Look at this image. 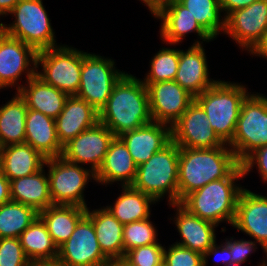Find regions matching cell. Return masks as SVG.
Returning <instances> with one entry per match:
<instances>
[{
  "label": "cell",
  "mask_w": 267,
  "mask_h": 266,
  "mask_svg": "<svg viewBox=\"0 0 267 266\" xmlns=\"http://www.w3.org/2000/svg\"><path fill=\"white\" fill-rule=\"evenodd\" d=\"M152 121L147 87L142 79L125 71L100 110L99 122L119 137Z\"/></svg>",
  "instance_id": "obj_1"
},
{
  "label": "cell",
  "mask_w": 267,
  "mask_h": 266,
  "mask_svg": "<svg viewBox=\"0 0 267 266\" xmlns=\"http://www.w3.org/2000/svg\"><path fill=\"white\" fill-rule=\"evenodd\" d=\"M239 164L228 144L214 148H179L178 203L209 182L226 178Z\"/></svg>",
  "instance_id": "obj_2"
},
{
  "label": "cell",
  "mask_w": 267,
  "mask_h": 266,
  "mask_svg": "<svg viewBox=\"0 0 267 266\" xmlns=\"http://www.w3.org/2000/svg\"><path fill=\"white\" fill-rule=\"evenodd\" d=\"M242 165L239 164L226 178L211 181L200 189L188 194L180 204L191 214L219 226L222 222L233 224L237 200L244 186Z\"/></svg>",
  "instance_id": "obj_3"
},
{
  "label": "cell",
  "mask_w": 267,
  "mask_h": 266,
  "mask_svg": "<svg viewBox=\"0 0 267 266\" xmlns=\"http://www.w3.org/2000/svg\"><path fill=\"white\" fill-rule=\"evenodd\" d=\"M247 89L241 82L218 79L195 97L206 112L211 128L225 144H229L234 137L241 105L251 93Z\"/></svg>",
  "instance_id": "obj_4"
},
{
  "label": "cell",
  "mask_w": 267,
  "mask_h": 266,
  "mask_svg": "<svg viewBox=\"0 0 267 266\" xmlns=\"http://www.w3.org/2000/svg\"><path fill=\"white\" fill-rule=\"evenodd\" d=\"M179 147L170 141L146 162L137 166L132 186L151 196L157 202L168 199V204L178 203Z\"/></svg>",
  "instance_id": "obj_5"
},
{
  "label": "cell",
  "mask_w": 267,
  "mask_h": 266,
  "mask_svg": "<svg viewBox=\"0 0 267 266\" xmlns=\"http://www.w3.org/2000/svg\"><path fill=\"white\" fill-rule=\"evenodd\" d=\"M8 15H12L13 22H1L7 35L32 46L37 52L59 46L43 0H19Z\"/></svg>",
  "instance_id": "obj_6"
},
{
  "label": "cell",
  "mask_w": 267,
  "mask_h": 266,
  "mask_svg": "<svg viewBox=\"0 0 267 266\" xmlns=\"http://www.w3.org/2000/svg\"><path fill=\"white\" fill-rule=\"evenodd\" d=\"M82 61V50L60 43L59 46L37 52L36 76L69 96L76 95Z\"/></svg>",
  "instance_id": "obj_7"
},
{
  "label": "cell",
  "mask_w": 267,
  "mask_h": 266,
  "mask_svg": "<svg viewBox=\"0 0 267 266\" xmlns=\"http://www.w3.org/2000/svg\"><path fill=\"white\" fill-rule=\"evenodd\" d=\"M264 145H267V98L251 92L241 105L234 137L228 146L241 164Z\"/></svg>",
  "instance_id": "obj_8"
},
{
  "label": "cell",
  "mask_w": 267,
  "mask_h": 266,
  "mask_svg": "<svg viewBox=\"0 0 267 266\" xmlns=\"http://www.w3.org/2000/svg\"><path fill=\"white\" fill-rule=\"evenodd\" d=\"M44 167H48L50 196L54 205L88 207L84 191L88 182H96L95 173L61 156L46 159Z\"/></svg>",
  "instance_id": "obj_9"
},
{
  "label": "cell",
  "mask_w": 267,
  "mask_h": 266,
  "mask_svg": "<svg viewBox=\"0 0 267 266\" xmlns=\"http://www.w3.org/2000/svg\"><path fill=\"white\" fill-rule=\"evenodd\" d=\"M115 66L114 59L83 51L80 86L75 96L85 100L100 112L107 103L115 83L125 73Z\"/></svg>",
  "instance_id": "obj_10"
},
{
  "label": "cell",
  "mask_w": 267,
  "mask_h": 266,
  "mask_svg": "<svg viewBox=\"0 0 267 266\" xmlns=\"http://www.w3.org/2000/svg\"><path fill=\"white\" fill-rule=\"evenodd\" d=\"M57 261L62 266H108L111 263L101 251L94 225L86 214L70 238L58 247Z\"/></svg>",
  "instance_id": "obj_11"
},
{
  "label": "cell",
  "mask_w": 267,
  "mask_h": 266,
  "mask_svg": "<svg viewBox=\"0 0 267 266\" xmlns=\"http://www.w3.org/2000/svg\"><path fill=\"white\" fill-rule=\"evenodd\" d=\"M36 59L32 46L6 35L0 42V90L15 88L17 92L23 86V74L25 82L36 75Z\"/></svg>",
  "instance_id": "obj_12"
},
{
  "label": "cell",
  "mask_w": 267,
  "mask_h": 266,
  "mask_svg": "<svg viewBox=\"0 0 267 266\" xmlns=\"http://www.w3.org/2000/svg\"><path fill=\"white\" fill-rule=\"evenodd\" d=\"M113 132L101 122L86 129L63 146L61 157L66 161L88 168L96 173L108 151Z\"/></svg>",
  "instance_id": "obj_13"
},
{
  "label": "cell",
  "mask_w": 267,
  "mask_h": 266,
  "mask_svg": "<svg viewBox=\"0 0 267 266\" xmlns=\"http://www.w3.org/2000/svg\"><path fill=\"white\" fill-rule=\"evenodd\" d=\"M206 112L194 100L171 126V140L179 148H214L225 143L211 128Z\"/></svg>",
  "instance_id": "obj_14"
},
{
  "label": "cell",
  "mask_w": 267,
  "mask_h": 266,
  "mask_svg": "<svg viewBox=\"0 0 267 266\" xmlns=\"http://www.w3.org/2000/svg\"><path fill=\"white\" fill-rule=\"evenodd\" d=\"M267 30V0H257L249 6L234 10L226 17V30L232 41L249 53Z\"/></svg>",
  "instance_id": "obj_15"
},
{
  "label": "cell",
  "mask_w": 267,
  "mask_h": 266,
  "mask_svg": "<svg viewBox=\"0 0 267 266\" xmlns=\"http://www.w3.org/2000/svg\"><path fill=\"white\" fill-rule=\"evenodd\" d=\"M152 17L162 22L159 33L163 44H170V46L181 45L180 43L189 33H196L198 37L193 45H204V42L214 41L199 25L195 17L189 13V10L177 0H170Z\"/></svg>",
  "instance_id": "obj_16"
},
{
  "label": "cell",
  "mask_w": 267,
  "mask_h": 266,
  "mask_svg": "<svg viewBox=\"0 0 267 266\" xmlns=\"http://www.w3.org/2000/svg\"><path fill=\"white\" fill-rule=\"evenodd\" d=\"M154 122L172 126L188 109L195 97L174 80L144 84Z\"/></svg>",
  "instance_id": "obj_17"
},
{
  "label": "cell",
  "mask_w": 267,
  "mask_h": 266,
  "mask_svg": "<svg viewBox=\"0 0 267 266\" xmlns=\"http://www.w3.org/2000/svg\"><path fill=\"white\" fill-rule=\"evenodd\" d=\"M258 243L267 256V195L243 188L239 194L236 214L232 224Z\"/></svg>",
  "instance_id": "obj_18"
},
{
  "label": "cell",
  "mask_w": 267,
  "mask_h": 266,
  "mask_svg": "<svg viewBox=\"0 0 267 266\" xmlns=\"http://www.w3.org/2000/svg\"><path fill=\"white\" fill-rule=\"evenodd\" d=\"M169 207L176 210L172 223L181 239L174 243L203 255L217 241L215 231L218 226L191 214L180 203L169 204Z\"/></svg>",
  "instance_id": "obj_19"
},
{
  "label": "cell",
  "mask_w": 267,
  "mask_h": 266,
  "mask_svg": "<svg viewBox=\"0 0 267 266\" xmlns=\"http://www.w3.org/2000/svg\"><path fill=\"white\" fill-rule=\"evenodd\" d=\"M204 46L191 45L180 50L178 70L174 79L183 89L196 97L210 88L217 79L210 78Z\"/></svg>",
  "instance_id": "obj_20"
},
{
  "label": "cell",
  "mask_w": 267,
  "mask_h": 266,
  "mask_svg": "<svg viewBox=\"0 0 267 266\" xmlns=\"http://www.w3.org/2000/svg\"><path fill=\"white\" fill-rule=\"evenodd\" d=\"M119 138L127 146L134 163L139 166L171 141V126L152 121Z\"/></svg>",
  "instance_id": "obj_21"
},
{
  "label": "cell",
  "mask_w": 267,
  "mask_h": 266,
  "mask_svg": "<svg viewBox=\"0 0 267 266\" xmlns=\"http://www.w3.org/2000/svg\"><path fill=\"white\" fill-rule=\"evenodd\" d=\"M136 174L137 165L127 146L119 137H114L101 166L95 173L96 183L105 185V187L118 182H120V186L132 185Z\"/></svg>",
  "instance_id": "obj_22"
},
{
  "label": "cell",
  "mask_w": 267,
  "mask_h": 266,
  "mask_svg": "<svg viewBox=\"0 0 267 266\" xmlns=\"http://www.w3.org/2000/svg\"><path fill=\"white\" fill-rule=\"evenodd\" d=\"M99 122V112L85 100L69 96L55 119L57 137L62 146Z\"/></svg>",
  "instance_id": "obj_23"
},
{
  "label": "cell",
  "mask_w": 267,
  "mask_h": 266,
  "mask_svg": "<svg viewBox=\"0 0 267 266\" xmlns=\"http://www.w3.org/2000/svg\"><path fill=\"white\" fill-rule=\"evenodd\" d=\"M25 143L31 145L46 159L60 157L63 146L56 132L55 119L28 109L25 121Z\"/></svg>",
  "instance_id": "obj_24"
},
{
  "label": "cell",
  "mask_w": 267,
  "mask_h": 266,
  "mask_svg": "<svg viewBox=\"0 0 267 266\" xmlns=\"http://www.w3.org/2000/svg\"><path fill=\"white\" fill-rule=\"evenodd\" d=\"M86 215L94 225L98 244L103 254L111 262L121 261L124 258V225L105 206L93 210L87 207Z\"/></svg>",
  "instance_id": "obj_25"
},
{
  "label": "cell",
  "mask_w": 267,
  "mask_h": 266,
  "mask_svg": "<svg viewBox=\"0 0 267 266\" xmlns=\"http://www.w3.org/2000/svg\"><path fill=\"white\" fill-rule=\"evenodd\" d=\"M25 100L28 109H33L56 119L62 112L69 95L43 82L36 75L17 91Z\"/></svg>",
  "instance_id": "obj_26"
},
{
  "label": "cell",
  "mask_w": 267,
  "mask_h": 266,
  "mask_svg": "<svg viewBox=\"0 0 267 266\" xmlns=\"http://www.w3.org/2000/svg\"><path fill=\"white\" fill-rule=\"evenodd\" d=\"M43 167L38 172L10 180L11 201L33 207L38 213L53 205L49 178Z\"/></svg>",
  "instance_id": "obj_27"
},
{
  "label": "cell",
  "mask_w": 267,
  "mask_h": 266,
  "mask_svg": "<svg viewBox=\"0 0 267 266\" xmlns=\"http://www.w3.org/2000/svg\"><path fill=\"white\" fill-rule=\"evenodd\" d=\"M46 158L27 143L3 146L0 170L10 180L32 175L41 170Z\"/></svg>",
  "instance_id": "obj_28"
},
{
  "label": "cell",
  "mask_w": 267,
  "mask_h": 266,
  "mask_svg": "<svg viewBox=\"0 0 267 266\" xmlns=\"http://www.w3.org/2000/svg\"><path fill=\"white\" fill-rule=\"evenodd\" d=\"M121 188L122 192L115 199V203L107 204L105 208L123 225L151 218L150 206L158 202L132 185L121 186Z\"/></svg>",
  "instance_id": "obj_29"
},
{
  "label": "cell",
  "mask_w": 267,
  "mask_h": 266,
  "mask_svg": "<svg viewBox=\"0 0 267 266\" xmlns=\"http://www.w3.org/2000/svg\"><path fill=\"white\" fill-rule=\"evenodd\" d=\"M87 208L74 205H51L39 212L54 243L59 247L67 241Z\"/></svg>",
  "instance_id": "obj_30"
},
{
  "label": "cell",
  "mask_w": 267,
  "mask_h": 266,
  "mask_svg": "<svg viewBox=\"0 0 267 266\" xmlns=\"http://www.w3.org/2000/svg\"><path fill=\"white\" fill-rule=\"evenodd\" d=\"M28 107L15 91L14 96L0 105V142L2 146L25 143V121Z\"/></svg>",
  "instance_id": "obj_31"
},
{
  "label": "cell",
  "mask_w": 267,
  "mask_h": 266,
  "mask_svg": "<svg viewBox=\"0 0 267 266\" xmlns=\"http://www.w3.org/2000/svg\"><path fill=\"white\" fill-rule=\"evenodd\" d=\"M20 244L29 260H54L58 247L38 216L19 236Z\"/></svg>",
  "instance_id": "obj_32"
},
{
  "label": "cell",
  "mask_w": 267,
  "mask_h": 266,
  "mask_svg": "<svg viewBox=\"0 0 267 266\" xmlns=\"http://www.w3.org/2000/svg\"><path fill=\"white\" fill-rule=\"evenodd\" d=\"M189 10L199 25L215 40L226 30V17L219 0H177ZM223 15V16H222Z\"/></svg>",
  "instance_id": "obj_33"
},
{
  "label": "cell",
  "mask_w": 267,
  "mask_h": 266,
  "mask_svg": "<svg viewBox=\"0 0 267 266\" xmlns=\"http://www.w3.org/2000/svg\"><path fill=\"white\" fill-rule=\"evenodd\" d=\"M39 216L30 206L9 201L0 206V238H19Z\"/></svg>",
  "instance_id": "obj_34"
},
{
  "label": "cell",
  "mask_w": 267,
  "mask_h": 266,
  "mask_svg": "<svg viewBox=\"0 0 267 266\" xmlns=\"http://www.w3.org/2000/svg\"><path fill=\"white\" fill-rule=\"evenodd\" d=\"M180 49L162 47L149 61V71L145 74L144 84L174 80L178 70Z\"/></svg>",
  "instance_id": "obj_35"
},
{
  "label": "cell",
  "mask_w": 267,
  "mask_h": 266,
  "mask_svg": "<svg viewBox=\"0 0 267 266\" xmlns=\"http://www.w3.org/2000/svg\"><path fill=\"white\" fill-rule=\"evenodd\" d=\"M157 232L150 218L125 224L123 228L124 255L133 248L160 243Z\"/></svg>",
  "instance_id": "obj_36"
},
{
  "label": "cell",
  "mask_w": 267,
  "mask_h": 266,
  "mask_svg": "<svg viewBox=\"0 0 267 266\" xmlns=\"http://www.w3.org/2000/svg\"><path fill=\"white\" fill-rule=\"evenodd\" d=\"M165 245L153 243L127 251L121 260L126 266H158L163 263Z\"/></svg>",
  "instance_id": "obj_37"
},
{
  "label": "cell",
  "mask_w": 267,
  "mask_h": 266,
  "mask_svg": "<svg viewBox=\"0 0 267 266\" xmlns=\"http://www.w3.org/2000/svg\"><path fill=\"white\" fill-rule=\"evenodd\" d=\"M163 262L166 266H203V255L173 243L165 247Z\"/></svg>",
  "instance_id": "obj_38"
},
{
  "label": "cell",
  "mask_w": 267,
  "mask_h": 266,
  "mask_svg": "<svg viewBox=\"0 0 267 266\" xmlns=\"http://www.w3.org/2000/svg\"><path fill=\"white\" fill-rule=\"evenodd\" d=\"M19 238H0V266H27Z\"/></svg>",
  "instance_id": "obj_39"
},
{
  "label": "cell",
  "mask_w": 267,
  "mask_h": 266,
  "mask_svg": "<svg viewBox=\"0 0 267 266\" xmlns=\"http://www.w3.org/2000/svg\"><path fill=\"white\" fill-rule=\"evenodd\" d=\"M225 244L229 247L231 253V266H241L248 261L251 253L258 250V243L252 240L235 239V237L226 238ZM257 249V250H256ZM250 255V256H249Z\"/></svg>",
  "instance_id": "obj_40"
},
{
  "label": "cell",
  "mask_w": 267,
  "mask_h": 266,
  "mask_svg": "<svg viewBox=\"0 0 267 266\" xmlns=\"http://www.w3.org/2000/svg\"><path fill=\"white\" fill-rule=\"evenodd\" d=\"M244 176H248L256 166L263 183H267V145L256 149L242 163Z\"/></svg>",
  "instance_id": "obj_41"
},
{
  "label": "cell",
  "mask_w": 267,
  "mask_h": 266,
  "mask_svg": "<svg viewBox=\"0 0 267 266\" xmlns=\"http://www.w3.org/2000/svg\"><path fill=\"white\" fill-rule=\"evenodd\" d=\"M214 257L218 263H222L224 266H231V253L229 247L223 242L219 245L217 241L203 254V266L208 265V258ZM218 258V259H217ZM216 261H214L216 263Z\"/></svg>",
  "instance_id": "obj_42"
},
{
  "label": "cell",
  "mask_w": 267,
  "mask_h": 266,
  "mask_svg": "<svg viewBox=\"0 0 267 266\" xmlns=\"http://www.w3.org/2000/svg\"><path fill=\"white\" fill-rule=\"evenodd\" d=\"M257 0H219L222 12L227 17L231 12L237 9L245 8Z\"/></svg>",
  "instance_id": "obj_43"
},
{
  "label": "cell",
  "mask_w": 267,
  "mask_h": 266,
  "mask_svg": "<svg viewBox=\"0 0 267 266\" xmlns=\"http://www.w3.org/2000/svg\"><path fill=\"white\" fill-rule=\"evenodd\" d=\"M11 201L10 181L0 170V206Z\"/></svg>",
  "instance_id": "obj_44"
},
{
  "label": "cell",
  "mask_w": 267,
  "mask_h": 266,
  "mask_svg": "<svg viewBox=\"0 0 267 266\" xmlns=\"http://www.w3.org/2000/svg\"><path fill=\"white\" fill-rule=\"evenodd\" d=\"M250 55L265 58L267 60V30L263 34L261 40L249 52Z\"/></svg>",
  "instance_id": "obj_45"
},
{
  "label": "cell",
  "mask_w": 267,
  "mask_h": 266,
  "mask_svg": "<svg viewBox=\"0 0 267 266\" xmlns=\"http://www.w3.org/2000/svg\"><path fill=\"white\" fill-rule=\"evenodd\" d=\"M142 1L148 7L152 16L163 6H165L170 0H139Z\"/></svg>",
  "instance_id": "obj_46"
},
{
  "label": "cell",
  "mask_w": 267,
  "mask_h": 266,
  "mask_svg": "<svg viewBox=\"0 0 267 266\" xmlns=\"http://www.w3.org/2000/svg\"><path fill=\"white\" fill-rule=\"evenodd\" d=\"M18 2L19 0H0V19L7 17Z\"/></svg>",
  "instance_id": "obj_47"
},
{
  "label": "cell",
  "mask_w": 267,
  "mask_h": 266,
  "mask_svg": "<svg viewBox=\"0 0 267 266\" xmlns=\"http://www.w3.org/2000/svg\"><path fill=\"white\" fill-rule=\"evenodd\" d=\"M27 266H62L57 259L54 260H29Z\"/></svg>",
  "instance_id": "obj_48"
},
{
  "label": "cell",
  "mask_w": 267,
  "mask_h": 266,
  "mask_svg": "<svg viewBox=\"0 0 267 266\" xmlns=\"http://www.w3.org/2000/svg\"><path fill=\"white\" fill-rule=\"evenodd\" d=\"M7 35L5 28L3 27L2 23H0V42L1 40Z\"/></svg>",
  "instance_id": "obj_49"
},
{
  "label": "cell",
  "mask_w": 267,
  "mask_h": 266,
  "mask_svg": "<svg viewBox=\"0 0 267 266\" xmlns=\"http://www.w3.org/2000/svg\"><path fill=\"white\" fill-rule=\"evenodd\" d=\"M108 266H126L121 261H112Z\"/></svg>",
  "instance_id": "obj_50"
},
{
  "label": "cell",
  "mask_w": 267,
  "mask_h": 266,
  "mask_svg": "<svg viewBox=\"0 0 267 266\" xmlns=\"http://www.w3.org/2000/svg\"><path fill=\"white\" fill-rule=\"evenodd\" d=\"M261 261V263L259 264H257L258 266H267V256H266V259H265V257H264V260L263 259H261L260 260Z\"/></svg>",
  "instance_id": "obj_51"
},
{
  "label": "cell",
  "mask_w": 267,
  "mask_h": 266,
  "mask_svg": "<svg viewBox=\"0 0 267 266\" xmlns=\"http://www.w3.org/2000/svg\"><path fill=\"white\" fill-rule=\"evenodd\" d=\"M2 148H3V146L1 145V142H0V157H1V153H2Z\"/></svg>",
  "instance_id": "obj_52"
},
{
  "label": "cell",
  "mask_w": 267,
  "mask_h": 266,
  "mask_svg": "<svg viewBox=\"0 0 267 266\" xmlns=\"http://www.w3.org/2000/svg\"><path fill=\"white\" fill-rule=\"evenodd\" d=\"M158 266H166V264L163 262V263H161V264L158 265Z\"/></svg>",
  "instance_id": "obj_53"
}]
</instances>
